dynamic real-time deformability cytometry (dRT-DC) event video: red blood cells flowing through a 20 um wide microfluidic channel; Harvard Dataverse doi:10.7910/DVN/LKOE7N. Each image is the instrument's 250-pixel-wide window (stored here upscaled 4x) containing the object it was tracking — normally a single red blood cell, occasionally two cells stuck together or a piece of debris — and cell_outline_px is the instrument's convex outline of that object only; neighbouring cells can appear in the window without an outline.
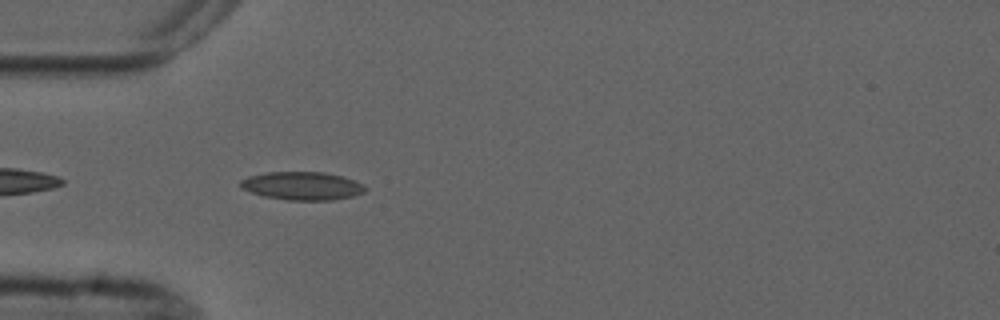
{"species": "common noctule bat (a hibernating species)", "species_latin": "Nyctalus noctula", "temperature_condition": "cold", "stored_images_in_passage": 5, "camera_frame_rate_fps": 3000, "um_per_image_px": 0.085, "animal": {"sex": "male", "forearm_length_mm": 52.5}, "frame": {"image": 1, "passage_image": 5, "time_ms": 5.667, "image_size_px": [1000, 320], "cell_outline_px": [[368, 188], [364, 192], [352, 196], [332, 200], [288, 200], [260, 196], [240, 188], [240, 180], [248, 176], [268, 172], [324, 172], [340, 176], [364, 184]], "centroid_in_image_um": [25.65, 15.8], "position_along_channel_um": 59.4, "area_um2": 20.58}}